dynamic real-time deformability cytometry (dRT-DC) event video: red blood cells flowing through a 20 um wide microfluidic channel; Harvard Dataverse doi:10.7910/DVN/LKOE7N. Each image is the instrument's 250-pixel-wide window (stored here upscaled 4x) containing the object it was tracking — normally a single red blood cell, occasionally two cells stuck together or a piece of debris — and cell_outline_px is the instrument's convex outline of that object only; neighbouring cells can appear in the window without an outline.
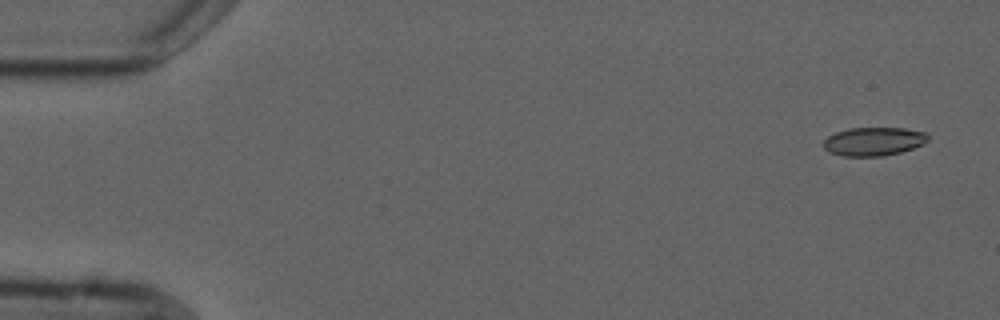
{"species": "common noctule bat (a hibernating species)", "species_latin": "Nyctalus noctula", "temperature_condition": "cold", "stored_images_in_passage": 5, "camera_frame_rate_fps": 3000, "um_per_image_px": 0.085, "animal": {"sex": "male", "forearm_length_mm": 52.5}, "frame": {"image": 1, "passage_image": 1, "time_ms": 0.0, "image_size_px": [1000, 320], "cell_outline_px": [[928, 140], [924, 144], [900, 152], [880, 156], [844, 156], [828, 152], [824, 148], [824, 140], [828, 136], [836, 132], [848, 128], [904, 128], [924, 132], [928, 136]], "centroid_in_image_um": [74.24, 12.02], "position_along_channel_um": 10.8, "area_um2": 17.28}}
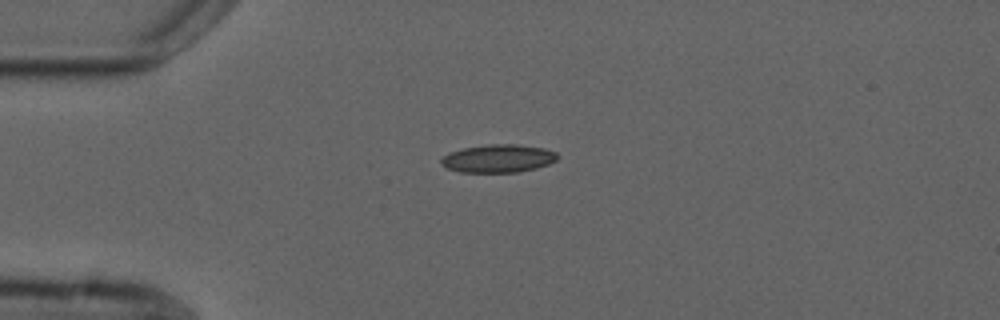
{"frame": {"image": 2, "passage_image": 4, "time_ms": 3.667, "image_size_px": [1000, 320], "cell_outline_px": [[560, 156], [556, 160], [548, 164], [536, 168], [516, 172], [460, 172], [448, 168], [440, 164], [440, 160], [448, 152], [464, 148], [488, 144], [516, 144], [544, 148], [556, 152]], "centroid_in_image_um": [42.35, 13.46], "position_along_channel_um": 42.7, "area_um2": 19.02}}